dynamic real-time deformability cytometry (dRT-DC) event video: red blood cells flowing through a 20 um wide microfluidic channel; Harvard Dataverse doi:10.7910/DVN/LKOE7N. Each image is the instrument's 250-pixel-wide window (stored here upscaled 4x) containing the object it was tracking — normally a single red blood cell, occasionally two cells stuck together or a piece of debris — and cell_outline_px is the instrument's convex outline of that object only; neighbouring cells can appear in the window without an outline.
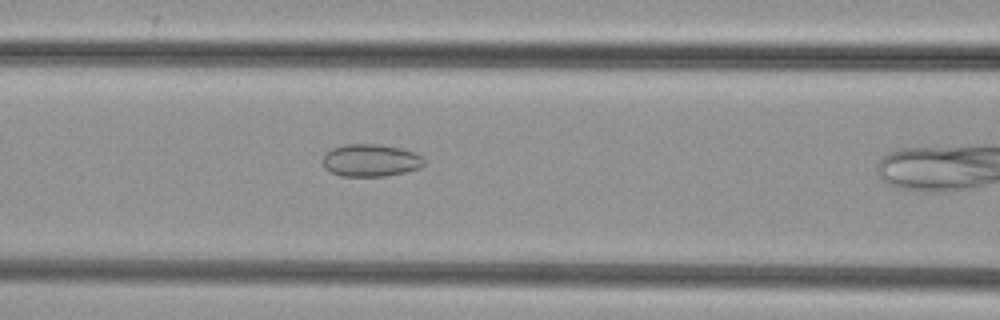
{"species": "common noctule bat (a hibernating species)", "species_latin": "Nyctalus noctula", "temperature_condition": "cold", "stored_images_in_passage": 10, "camera_frame_rate_fps": 3000, "um_per_image_px": 0.085, "animal": {"sex": "female", "body_mass_g": 29.2, "forearm_length_mm": 56.3}, "frame": {"image": 1, "passage_image": 9, "time_ms": 2.667, "image_size_px": [1000, 320], "cell_outline_px": [[424, 164], [420, 168], [404, 172], [384, 176], [340, 176], [324, 168], [320, 160], [324, 152], [332, 148], [344, 144], [380, 144], [400, 148], [412, 152], [420, 156], [424, 160]], "centroid_in_image_um": [31.43, 13.62], "position_along_channel_um": 135.2, "area_um2": 19.31}}